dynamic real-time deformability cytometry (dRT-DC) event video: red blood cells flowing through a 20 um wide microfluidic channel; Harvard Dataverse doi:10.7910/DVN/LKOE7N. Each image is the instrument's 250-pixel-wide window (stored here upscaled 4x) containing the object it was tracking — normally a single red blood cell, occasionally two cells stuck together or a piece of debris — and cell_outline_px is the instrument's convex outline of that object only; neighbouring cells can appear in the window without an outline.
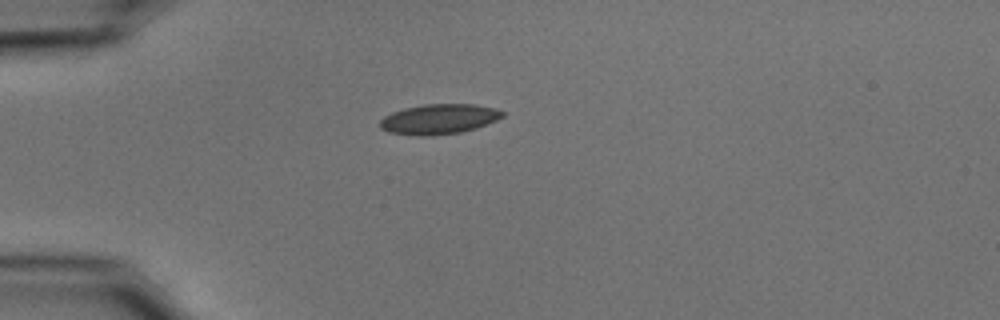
{"species": "common noctule bat (a hibernating species)", "species_latin": "Nyctalus noctula", "temperature_condition": "cold", "stored_images_in_passage": 40, "camera_frame_rate_fps": 3000, "um_per_image_px": 0.085, "animal": {"sex": "male", "body_mass_g": 15.6}, "frame": {"image": 1, "passage_image": 1, "time_ms": 0.0, "image_size_px": [1000, 320], "cell_outline_px": [[504, 116], [496, 120], [476, 128], [460, 132], [432, 136], [416, 136], [388, 132], [380, 128], [380, 120], [384, 116], [392, 112], [404, 108], [424, 104], [472, 104], [496, 108], [504, 112]], "centroid_in_image_um": [37.29, 10.12], "position_along_channel_um": 47.7, "area_um2": 21.56}}
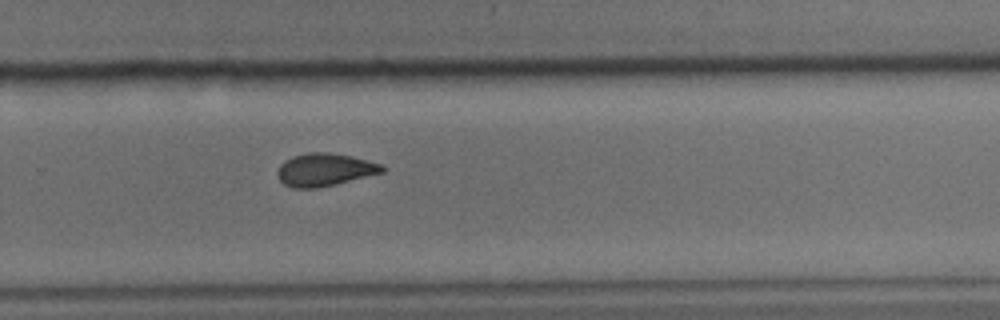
{"frame": {"image": 2, "passage_image": 23, "time_ms": 7.333, "image_size_px": [1000, 320], "cell_outline_px": [[384, 172], [336, 184], [316, 188], [292, 188], [284, 184], [280, 180], [276, 172], [280, 164], [284, 160], [292, 156], [308, 152], [328, 152], [352, 156], [384, 164]], "centroid_in_image_um": [27.59, 14.42], "position_along_channel_um": 302.2, "area_um2": 20.17}}
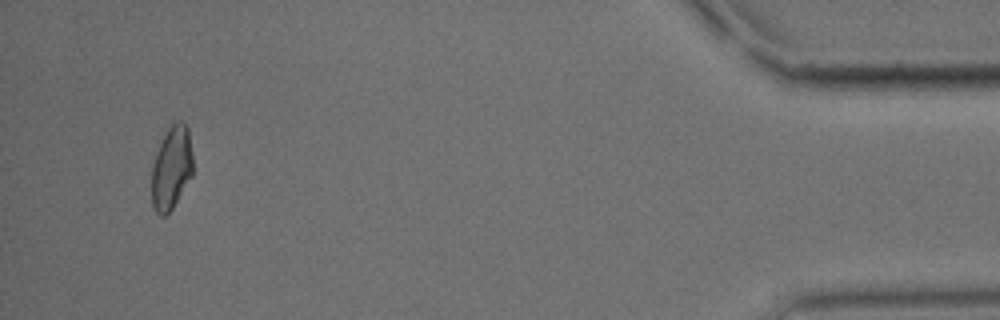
{"frame": {"image": 3, "passage_image": 38, "time_ms": 12.333, "image_size_px": [1000, 320], "cell_outline_px": [[192, 176], [172, 208], [164, 216], [160, 216], [156, 212], [152, 204], [152, 164], [156, 152], [168, 128], [176, 120], [184, 120], [188, 128], [192, 152]], "centroid_in_image_um": [14.58, 14.24], "position_along_channel_um": 420.6, "area_um2": 20.0}, "authors_computed_cell_mechanics": {"area_um2": 20.2878, "velocity_mm_per_s": 3.7329, "shape_relaxation_time_tau1_ms": 8.092, "shape_relaxation_time_tau2_ms": 2.3689, "deformation_change_tau1": 0.1534, "deformation_change_tau2": 0.0788}}